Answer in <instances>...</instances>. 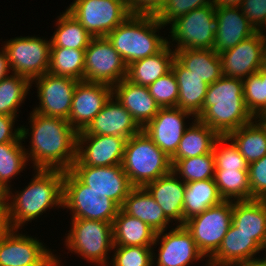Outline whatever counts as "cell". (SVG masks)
<instances>
[{
	"mask_svg": "<svg viewBox=\"0 0 266 266\" xmlns=\"http://www.w3.org/2000/svg\"><path fill=\"white\" fill-rule=\"evenodd\" d=\"M29 117L30 128L23 125L20 127L24 142L31 135V147L30 150L25 149V153L28 161L32 160L33 169L70 170L77 158L78 132L68 120L61 117L46 116L34 111Z\"/></svg>",
	"mask_w": 266,
	"mask_h": 266,
	"instance_id": "cell-1",
	"label": "cell"
},
{
	"mask_svg": "<svg viewBox=\"0 0 266 266\" xmlns=\"http://www.w3.org/2000/svg\"><path fill=\"white\" fill-rule=\"evenodd\" d=\"M36 174L24 189L7 191V211L11 229H21L54 206L63 207L65 171L36 169ZM10 199V200H9ZM10 201V202H9ZM25 223V224H24Z\"/></svg>",
	"mask_w": 266,
	"mask_h": 266,
	"instance_id": "cell-2",
	"label": "cell"
},
{
	"mask_svg": "<svg viewBox=\"0 0 266 266\" xmlns=\"http://www.w3.org/2000/svg\"><path fill=\"white\" fill-rule=\"evenodd\" d=\"M243 93L242 79L222 76L208 86L197 118L219 136H227L254 119L247 110Z\"/></svg>",
	"mask_w": 266,
	"mask_h": 266,
	"instance_id": "cell-3",
	"label": "cell"
},
{
	"mask_svg": "<svg viewBox=\"0 0 266 266\" xmlns=\"http://www.w3.org/2000/svg\"><path fill=\"white\" fill-rule=\"evenodd\" d=\"M162 27L155 15L131 14L106 37L128 66L158 53L168 44V39L159 35Z\"/></svg>",
	"mask_w": 266,
	"mask_h": 266,
	"instance_id": "cell-4",
	"label": "cell"
},
{
	"mask_svg": "<svg viewBox=\"0 0 266 266\" xmlns=\"http://www.w3.org/2000/svg\"><path fill=\"white\" fill-rule=\"evenodd\" d=\"M122 168L133 187H145L172 170L170 158L144 130L126 140Z\"/></svg>",
	"mask_w": 266,
	"mask_h": 266,
	"instance_id": "cell-5",
	"label": "cell"
},
{
	"mask_svg": "<svg viewBox=\"0 0 266 266\" xmlns=\"http://www.w3.org/2000/svg\"><path fill=\"white\" fill-rule=\"evenodd\" d=\"M64 241L66 248L90 263L108 266V252L113 250L112 223L89 219H72Z\"/></svg>",
	"mask_w": 266,
	"mask_h": 266,
	"instance_id": "cell-6",
	"label": "cell"
},
{
	"mask_svg": "<svg viewBox=\"0 0 266 266\" xmlns=\"http://www.w3.org/2000/svg\"><path fill=\"white\" fill-rule=\"evenodd\" d=\"M63 209L71 210V219H89L113 223L120 207L105 195L99 198L70 170L63 182Z\"/></svg>",
	"mask_w": 266,
	"mask_h": 266,
	"instance_id": "cell-7",
	"label": "cell"
},
{
	"mask_svg": "<svg viewBox=\"0 0 266 266\" xmlns=\"http://www.w3.org/2000/svg\"><path fill=\"white\" fill-rule=\"evenodd\" d=\"M66 11L92 37H106L131 15L126 0H74Z\"/></svg>",
	"mask_w": 266,
	"mask_h": 266,
	"instance_id": "cell-8",
	"label": "cell"
},
{
	"mask_svg": "<svg viewBox=\"0 0 266 266\" xmlns=\"http://www.w3.org/2000/svg\"><path fill=\"white\" fill-rule=\"evenodd\" d=\"M233 201L223 200L185 221V228L191 233L200 252L208 260L220 247L223 237L232 224Z\"/></svg>",
	"mask_w": 266,
	"mask_h": 266,
	"instance_id": "cell-9",
	"label": "cell"
},
{
	"mask_svg": "<svg viewBox=\"0 0 266 266\" xmlns=\"http://www.w3.org/2000/svg\"><path fill=\"white\" fill-rule=\"evenodd\" d=\"M169 32L175 50L212 49L216 31V9L211 5L194 9L171 23Z\"/></svg>",
	"mask_w": 266,
	"mask_h": 266,
	"instance_id": "cell-10",
	"label": "cell"
},
{
	"mask_svg": "<svg viewBox=\"0 0 266 266\" xmlns=\"http://www.w3.org/2000/svg\"><path fill=\"white\" fill-rule=\"evenodd\" d=\"M12 74L27 77L30 81L48 73L51 39L16 37L4 42Z\"/></svg>",
	"mask_w": 266,
	"mask_h": 266,
	"instance_id": "cell-11",
	"label": "cell"
},
{
	"mask_svg": "<svg viewBox=\"0 0 266 266\" xmlns=\"http://www.w3.org/2000/svg\"><path fill=\"white\" fill-rule=\"evenodd\" d=\"M127 77V65L107 37H93L85 49L84 81L114 86Z\"/></svg>",
	"mask_w": 266,
	"mask_h": 266,
	"instance_id": "cell-12",
	"label": "cell"
},
{
	"mask_svg": "<svg viewBox=\"0 0 266 266\" xmlns=\"http://www.w3.org/2000/svg\"><path fill=\"white\" fill-rule=\"evenodd\" d=\"M18 230L11 229L0 239V266H61L51 249Z\"/></svg>",
	"mask_w": 266,
	"mask_h": 266,
	"instance_id": "cell-13",
	"label": "cell"
},
{
	"mask_svg": "<svg viewBox=\"0 0 266 266\" xmlns=\"http://www.w3.org/2000/svg\"><path fill=\"white\" fill-rule=\"evenodd\" d=\"M70 171L99 198L105 195L120 208L133 188L122 164L104 167L71 166Z\"/></svg>",
	"mask_w": 266,
	"mask_h": 266,
	"instance_id": "cell-14",
	"label": "cell"
},
{
	"mask_svg": "<svg viewBox=\"0 0 266 266\" xmlns=\"http://www.w3.org/2000/svg\"><path fill=\"white\" fill-rule=\"evenodd\" d=\"M37 86L39 105L33 111L42 115L61 117L66 120L72 106V97L78 80L45 73L31 81Z\"/></svg>",
	"mask_w": 266,
	"mask_h": 266,
	"instance_id": "cell-15",
	"label": "cell"
},
{
	"mask_svg": "<svg viewBox=\"0 0 266 266\" xmlns=\"http://www.w3.org/2000/svg\"><path fill=\"white\" fill-rule=\"evenodd\" d=\"M126 140L113 135L78 134L77 158L72 166L104 167L122 164Z\"/></svg>",
	"mask_w": 266,
	"mask_h": 266,
	"instance_id": "cell-16",
	"label": "cell"
},
{
	"mask_svg": "<svg viewBox=\"0 0 266 266\" xmlns=\"http://www.w3.org/2000/svg\"><path fill=\"white\" fill-rule=\"evenodd\" d=\"M164 232L156 233L153 244H160L158 257L153 254V260L157 259L156 266H188L190 263L193 264V261L205 258L184 225H176L169 232Z\"/></svg>",
	"mask_w": 266,
	"mask_h": 266,
	"instance_id": "cell-17",
	"label": "cell"
},
{
	"mask_svg": "<svg viewBox=\"0 0 266 266\" xmlns=\"http://www.w3.org/2000/svg\"><path fill=\"white\" fill-rule=\"evenodd\" d=\"M195 116L178 107L160 108L154 118L142 129L152 141L171 158L177 151L186 130L184 120Z\"/></svg>",
	"mask_w": 266,
	"mask_h": 266,
	"instance_id": "cell-18",
	"label": "cell"
},
{
	"mask_svg": "<svg viewBox=\"0 0 266 266\" xmlns=\"http://www.w3.org/2000/svg\"><path fill=\"white\" fill-rule=\"evenodd\" d=\"M111 96L110 85L79 81L73 93L68 122L77 132L83 131Z\"/></svg>",
	"mask_w": 266,
	"mask_h": 266,
	"instance_id": "cell-19",
	"label": "cell"
},
{
	"mask_svg": "<svg viewBox=\"0 0 266 266\" xmlns=\"http://www.w3.org/2000/svg\"><path fill=\"white\" fill-rule=\"evenodd\" d=\"M266 39L262 32L241 41L236 46L219 54L223 76L245 79L259 71Z\"/></svg>",
	"mask_w": 266,
	"mask_h": 266,
	"instance_id": "cell-20",
	"label": "cell"
},
{
	"mask_svg": "<svg viewBox=\"0 0 266 266\" xmlns=\"http://www.w3.org/2000/svg\"><path fill=\"white\" fill-rule=\"evenodd\" d=\"M141 130L132 115L112 95L90 124L78 134L113 135L129 139Z\"/></svg>",
	"mask_w": 266,
	"mask_h": 266,
	"instance_id": "cell-21",
	"label": "cell"
},
{
	"mask_svg": "<svg viewBox=\"0 0 266 266\" xmlns=\"http://www.w3.org/2000/svg\"><path fill=\"white\" fill-rule=\"evenodd\" d=\"M256 30L250 25L239 7L216 9V31L212 49L221 52L251 37Z\"/></svg>",
	"mask_w": 266,
	"mask_h": 266,
	"instance_id": "cell-22",
	"label": "cell"
},
{
	"mask_svg": "<svg viewBox=\"0 0 266 266\" xmlns=\"http://www.w3.org/2000/svg\"><path fill=\"white\" fill-rule=\"evenodd\" d=\"M112 95L132 115L142 129L160 109L150 95L147 86L135 85L126 78L112 87Z\"/></svg>",
	"mask_w": 266,
	"mask_h": 266,
	"instance_id": "cell-23",
	"label": "cell"
},
{
	"mask_svg": "<svg viewBox=\"0 0 266 266\" xmlns=\"http://www.w3.org/2000/svg\"><path fill=\"white\" fill-rule=\"evenodd\" d=\"M261 246L232 224L223 237L216 253L207 261L206 266H237L245 261L257 259Z\"/></svg>",
	"mask_w": 266,
	"mask_h": 266,
	"instance_id": "cell-24",
	"label": "cell"
},
{
	"mask_svg": "<svg viewBox=\"0 0 266 266\" xmlns=\"http://www.w3.org/2000/svg\"><path fill=\"white\" fill-rule=\"evenodd\" d=\"M146 190L159 204L165 216L183 225V204L186 184L172 170L148 183Z\"/></svg>",
	"mask_w": 266,
	"mask_h": 266,
	"instance_id": "cell-25",
	"label": "cell"
},
{
	"mask_svg": "<svg viewBox=\"0 0 266 266\" xmlns=\"http://www.w3.org/2000/svg\"><path fill=\"white\" fill-rule=\"evenodd\" d=\"M121 209L148 224L155 232H167L171 222L145 187H133Z\"/></svg>",
	"mask_w": 266,
	"mask_h": 266,
	"instance_id": "cell-26",
	"label": "cell"
},
{
	"mask_svg": "<svg viewBox=\"0 0 266 266\" xmlns=\"http://www.w3.org/2000/svg\"><path fill=\"white\" fill-rule=\"evenodd\" d=\"M232 225L262 247L266 241V200L233 201Z\"/></svg>",
	"mask_w": 266,
	"mask_h": 266,
	"instance_id": "cell-27",
	"label": "cell"
},
{
	"mask_svg": "<svg viewBox=\"0 0 266 266\" xmlns=\"http://www.w3.org/2000/svg\"><path fill=\"white\" fill-rule=\"evenodd\" d=\"M171 70L179 87L177 107L191 112L197 118L202 112L209 84L191 73L176 58L173 60Z\"/></svg>",
	"mask_w": 266,
	"mask_h": 266,
	"instance_id": "cell-28",
	"label": "cell"
},
{
	"mask_svg": "<svg viewBox=\"0 0 266 266\" xmlns=\"http://www.w3.org/2000/svg\"><path fill=\"white\" fill-rule=\"evenodd\" d=\"M170 43L171 41H168V44L158 53L129 64L126 79L135 85L148 87L170 72L175 58V51L171 50L173 44Z\"/></svg>",
	"mask_w": 266,
	"mask_h": 266,
	"instance_id": "cell-29",
	"label": "cell"
},
{
	"mask_svg": "<svg viewBox=\"0 0 266 266\" xmlns=\"http://www.w3.org/2000/svg\"><path fill=\"white\" fill-rule=\"evenodd\" d=\"M113 242L117 246L153 247L156 233L148 224L126 214L121 208L113 223Z\"/></svg>",
	"mask_w": 266,
	"mask_h": 266,
	"instance_id": "cell-30",
	"label": "cell"
},
{
	"mask_svg": "<svg viewBox=\"0 0 266 266\" xmlns=\"http://www.w3.org/2000/svg\"><path fill=\"white\" fill-rule=\"evenodd\" d=\"M175 58L207 84L223 76L221 58L213 49L174 50Z\"/></svg>",
	"mask_w": 266,
	"mask_h": 266,
	"instance_id": "cell-31",
	"label": "cell"
},
{
	"mask_svg": "<svg viewBox=\"0 0 266 266\" xmlns=\"http://www.w3.org/2000/svg\"><path fill=\"white\" fill-rule=\"evenodd\" d=\"M179 142L176 153L170 159H184L211 153L219 135L208 125L195 118Z\"/></svg>",
	"mask_w": 266,
	"mask_h": 266,
	"instance_id": "cell-32",
	"label": "cell"
},
{
	"mask_svg": "<svg viewBox=\"0 0 266 266\" xmlns=\"http://www.w3.org/2000/svg\"><path fill=\"white\" fill-rule=\"evenodd\" d=\"M184 193L183 225L189 218L220 204L221 198L214 179L188 182Z\"/></svg>",
	"mask_w": 266,
	"mask_h": 266,
	"instance_id": "cell-33",
	"label": "cell"
},
{
	"mask_svg": "<svg viewBox=\"0 0 266 266\" xmlns=\"http://www.w3.org/2000/svg\"><path fill=\"white\" fill-rule=\"evenodd\" d=\"M227 136L248 163L260 160L266 155V125L257 118Z\"/></svg>",
	"mask_w": 266,
	"mask_h": 266,
	"instance_id": "cell-34",
	"label": "cell"
},
{
	"mask_svg": "<svg viewBox=\"0 0 266 266\" xmlns=\"http://www.w3.org/2000/svg\"><path fill=\"white\" fill-rule=\"evenodd\" d=\"M56 30L51 38V47L86 49L93 37L66 10L59 14Z\"/></svg>",
	"mask_w": 266,
	"mask_h": 266,
	"instance_id": "cell-35",
	"label": "cell"
},
{
	"mask_svg": "<svg viewBox=\"0 0 266 266\" xmlns=\"http://www.w3.org/2000/svg\"><path fill=\"white\" fill-rule=\"evenodd\" d=\"M85 49L51 47L48 72L78 81L84 80Z\"/></svg>",
	"mask_w": 266,
	"mask_h": 266,
	"instance_id": "cell-36",
	"label": "cell"
},
{
	"mask_svg": "<svg viewBox=\"0 0 266 266\" xmlns=\"http://www.w3.org/2000/svg\"><path fill=\"white\" fill-rule=\"evenodd\" d=\"M214 180L223 200H251L248 171L239 169L215 170Z\"/></svg>",
	"mask_w": 266,
	"mask_h": 266,
	"instance_id": "cell-37",
	"label": "cell"
},
{
	"mask_svg": "<svg viewBox=\"0 0 266 266\" xmlns=\"http://www.w3.org/2000/svg\"><path fill=\"white\" fill-rule=\"evenodd\" d=\"M31 81L24 76L11 74L0 81V114L17 116L19 106L30 91Z\"/></svg>",
	"mask_w": 266,
	"mask_h": 266,
	"instance_id": "cell-38",
	"label": "cell"
},
{
	"mask_svg": "<svg viewBox=\"0 0 266 266\" xmlns=\"http://www.w3.org/2000/svg\"><path fill=\"white\" fill-rule=\"evenodd\" d=\"M172 171L184 183L214 179L215 162L213 153L184 159H170Z\"/></svg>",
	"mask_w": 266,
	"mask_h": 266,
	"instance_id": "cell-39",
	"label": "cell"
},
{
	"mask_svg": "<svg viewBox=\"0 0 266 266\" xmlns=\"http://www.w3.org/2000/svg\"><path fill=\"white\" fill-rule=\"evenodd\" d=\"M22 142L23 140L0 144V184L6 191L11 187V184H8L11 179L20 174L28 162Z\"/></svg>",
	"mask_w": 266,
	"mask_h": 266,
	"instance_id": "cell-40",
	"label": "cell"
},
{
	"mask_svg": "<svg viewBox=\"0 0 266 266\" xmlns=\"http://www.w3.org/2000/svg\"><path fill=\"white\" fill-rule=\"evenodd\" d=\"M243 89L247 110L258 118L266 109V72L258 71L243 79Z\"/></svg>",
	"mask_w": 266,
	"mask_h": 266,
	"instance_id": "cell-41",
	"label": "cell"
},
{
	"mask_svg": "<svg viewBox=\"0 0 266 266\" xmlns=\"http://www.w3.org/2000/svg\"><path fill=\"white\" fill-rule=\"evenodd\" d=\"M212 153L214 155L215 170L239 169L248 171L249 163L228 136H219L217 138Z\"/></svg>",
	"mask_w": 266,
	"mask_h": 266,
	"instance_id": "cell-42",
	"label": "cell"
},
{
	"mask_svg": "<svg viewBox=\"0 0 266 266\" xmlns=\"http://www.w3.org/2000/svg\"><path fill=\"white\" fill-rule=\"evenodd\" d=\"M115 251L112 256V266H155L153 247L142 246H117L113 247Z\"/></svg>",
	"mask_w": 266,
	"mask_h": 266,
	"instance_id": "cell-43",
	"label": "cell"
},
{
	"mask_svg": "<svg viewBox=\"0 0 266 266\" xmlns=\"http://www.w3.org/2000/svg\"><path fill=\"white\" fill-rule=\"evenodd\" d=\"M148 90L160 108L177 107L179 87L172 70L150 84Z\"/></svg>",
	"mask_w": 266,
	"mask_h": 266,
	"instance_id": "cell-44",
	"label": "cell"
},
{
	"mask_svg": "<svg viewBox=\"0 0 266 266\" xmlns=\"http://www.w3.org/2000/svg\"><path fill=\"white\" fill-rule=\"evenodd\" d=\"M211 0H165L164 5L155 15L164 26L194 9L211 5Z\"/></svg>",
	"mask_w": 266,
	"mask_h": 266,
	"instance_id": "cell-45",
	"label": "cell"
},
{
	"mask_svg": "<svg viewBox=\"0 0 266 266\" xmlns=\"http://www.w3.org/2000/svg\"><path fill=\"white\" fill-rule=\"evenodd\" d=\"M248 177L251 200H266V155L260 160L249 163Z\"/></svg>",
	"mask_w": 266,
	"mask_h": 266,
	"instance_id": "cell-46",
	"label": "cell"
},
{
	"mask_svg": "<svg viewBox=\"0 0 266 266\" xmlns=\"http://www.w3.org/2000/svg\"><path fill=\"white\" fill-rule=\"evenodd\" d=\"M256 32L266 26V0H243L239 7Z\"/></svg>",
	"mask_w": 266,
	"mask_h": 266,
	"instance_id": "cell-47",
	"label": "cell"
},
{
	"mask_svg": "<svg viewBox=\"0 0 266 266\" xmlns=\"http://www.w3.org/2000/svg\"><path fill=\"white\" fill-rule=\"evenodd\" d=\"M16 117L0 114V144L20 142L21 127L14 129ZM14 130V131H13Z\"/></svg>",
	"mask_w": 266,
	"mask_h": 266,
	"instance_id": "cell-48",
	"label": "cell"
},
{
	"mask_svg": "<svg viewBox=\"0 0 266 266\" xmlns=\"http://www.w3.org/2000/svg\"><path fill=\"white\" fill-rule=\"evenodd\" d=\"M131 14L156 15L165 0H126Z\"/></svg>",
	"mask_w": 266,
	"mask_h": 266,
	"instance_id": "cell-49",
	"label": "cell"
},
{
	"mask_svg": "<svg viewBox=\"0 0 266 266\" xmlns=\"http://www.w3.org/2000/svg\"><path fill=\"white\" fill-rule=\"evenodd\" d=\"M11 230L7 206H0V239Z\"/></svg>",
	"mask_w": 266,
	"mask_h": 266,
	"instance_id": "cell-50",
	"label": "cell"
},
{
	"mask_svg": "<svg viewBox=\"0 0 266 266\" xmlns=\"http://www.w3.org/2000/svg\"><path fill=\"white\" fill-rule=\"evenodd\" d=\"M2 50H0V81L9 77L11 67L8 60L7 53L3 47H1ZM9 73V74H8Z\"/></svg>",
	"mask_w": 266,
	"mask_h": 266,
	"instance_id": "cell-51",
	"label": "cell"
},
{
	"mask_svg": "<svg viewBox=\"0 0 266 266\" xmlns=\"http://www.w3.org/2000/svg\"><path fill=\"white\" fill-rule=\"evenodd\" d=\"M212 6L215 9L221 8V7H240V5L243 3V0H211Z\"/></svg>",
	"mask_w": 266,
	"mask_h": 266,
	"instance_id": "cell-52",
	"label": "cell"
},
{
	"mask_svg": "<svg viewBox=\"0 0 266 266\" xmlns=\"http://www.w3.org/2000/svg\"><path fill=\"white\" fill-rule=\"evenodd\" d=\"M237 266H266V263L261 258H257L245 261L243 263L238 264Z\"/></svg>",
	"mask_w": 266,
	"mask_h": 266,
	"instance_id": "cell-53",
	"label": "cell"
},
{
	"mask_svg": "<svg viewBox=\"0 0 266 266\" xmlns=\"http://www.w3.org/2000/svg\"><path fill=\"white\" fill-rule=\"evenodd\" d=\"M6 205H7V191L0 184V206H6Z\"/></svg>",
	"mask_w": 266,
	"mask_h": 266,
	"instance_id": "cell-54",
	"label": "cell"
},
{
	"mask_svg": "<svg viewBox=\"0 0 266 266\" xmlns=\"http://www.w3.org/2000/svg\"><path fill=\"white\" fill-rule=\"evenodd\" d=\"M259 71L266 72V41L262 51L261 65Z\"/></svg>",
	"mask_w": 266,
	"mask_h": 266,
	"instance_id": "cell-55",
	"label": "cell"
},
{
	"mask_svg": "<svg viewBox=\"0 0 266 266\" xmlns=\"http://www.w3.org/2000/svg\"><path fill=\"white\" fill-rule=\"evenodd\" d=\"M260 122H262L264 125H266V109L264 112L257 118Z\"/></svg>",
	"mask_w": 266,
	"mask_h": 266,
	"instance_id": "cell-56",
	"label": "cell"
},
{
	"mask_svg": "<svg viewBox=\"0 0 266 266\" xmlns=\"http://www.w3.org/2000/svg\"><path fill=\"white\" fill-rule=\"evenodd\" d=\"M261 250L263 251H266V241L263 243V245H262V247H261ZM264 256H266V252H265V255ZM265 263H266V257H263V259H262Z\"/></svg>",
	"mask_w": 266,
	"mask_h": 266,
	"instance_id": "cell-57",
	"label": "cell"
},
{
	"mask_svg": "<svg viewBox=\"0 0 266 266\" xmlns=\"http://www.w3.org/2000/svg\"><path fill=\"white\" fill-rule=\"evenodd\" d=\"M265 29H266V26L263 28L264 32H266ZM264 32H262V36L266 39V33L263 34Z\"/></svg>",
	"mask_w": 266,
	"mask_h": 266,
	"instance_id": "cell-58",
	"label": "cell"
}]
</instances>
